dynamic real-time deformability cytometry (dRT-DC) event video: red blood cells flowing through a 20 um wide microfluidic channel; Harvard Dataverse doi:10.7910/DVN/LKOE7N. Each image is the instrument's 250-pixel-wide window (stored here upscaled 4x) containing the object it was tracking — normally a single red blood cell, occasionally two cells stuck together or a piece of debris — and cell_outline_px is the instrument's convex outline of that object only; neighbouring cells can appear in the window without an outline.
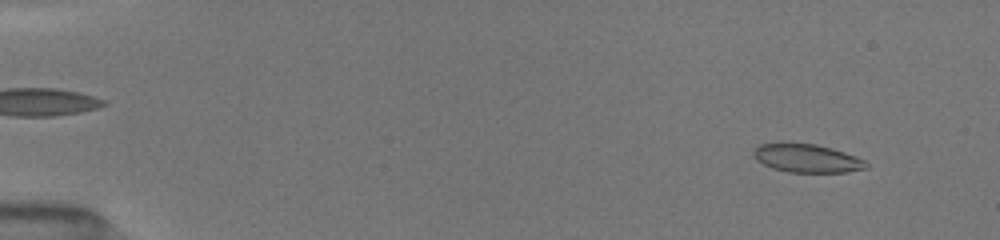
{"species": "common noctule bat (a hibernating species)", "species_latin": "Nyctalus noctula", "temperature_condition": "room temperature", "stored_images_in_passage": 42, "camera_frame_rate_fps": 3000, "um_per_image_px": 0.085, "animal": {"sex": "female", "body_mass_g": 19.5, "forearm_length_mm": 54.1}, "frame": {"image": 1, "passage_image": 4, "time_ms": 1.0, "image_size_px": [1000, 240], "cell_outline_px": [[868, 168], [848, 172], [788, 172], [772, 168], [756, 160], [752, 156], [752, 152], [760, 144], [816, 144], [832, 148], [844, 152], [864, 160], [868, 164]], "centroid_in_image_um": [68.6, 13.47], "position_along_channel_um": 16.4, "area_um2": 18.38}}
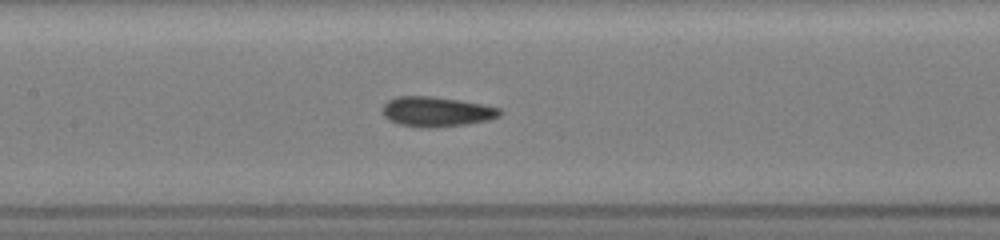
{"frame": {"image": 2, "passage_image": 24, "time_ms": 8.0, "image_size_px": [1000, 240], "cell_outline_px": [[500, 116], [488, 120], [464, 124], [436, 128], [420, 128], [400, 124], [388, 120], [384, 116], [384, 104], [388, 100], [396, 96], [432, 96], [480, 104], [500, 108]], "centroid_in_image_um": [37.06, 9.5], "position_along_channel_um": 170.3, "area_um2": 20.29}}
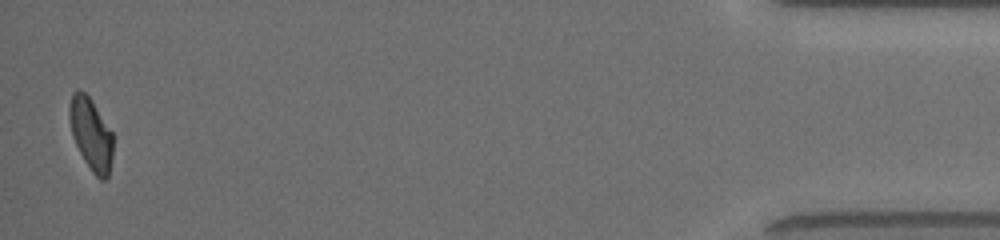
{"frame": {"image": 3, "passage_image": 42, "time_ms": 16.333, "image_size_px": [1000, 240], "cell_outline_px": [[112, 160], [108, 176], [104, 180], [100, 180], [92, 172], [84, 160], [72, 136], [68, 116], [68, 108], [72, 92], [76, 88], [80, 88], [88, 96], [112, 132]], "centroid_in_image_um": [7.7, 11.38], "position_along_channel_um": 427.5, "area_um2": 18.32}, "authors_computed_cell_mechanics": {"area_um2": 19.5364, "velocity_mm_per_s": 4.0371, "shape_relaxation_time_tau1_ms": 3.3065, "shape_relaxation_time_tau2_ms": 1.2826, "deformation_change_tau1": 0.1326, "deformation_change_tau2": 0.0764}}